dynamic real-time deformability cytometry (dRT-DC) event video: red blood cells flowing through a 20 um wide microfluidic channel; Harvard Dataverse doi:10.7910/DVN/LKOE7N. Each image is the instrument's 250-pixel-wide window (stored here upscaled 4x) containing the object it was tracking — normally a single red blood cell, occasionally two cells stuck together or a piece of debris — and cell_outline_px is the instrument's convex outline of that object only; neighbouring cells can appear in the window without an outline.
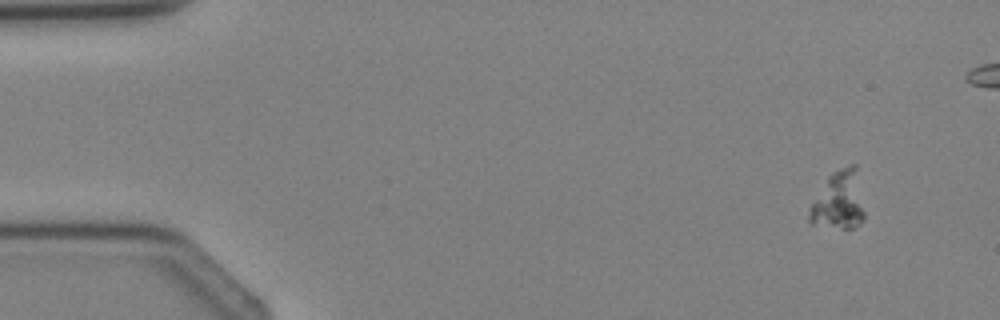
{"species": "Egyptian fruit bat (a non-hibernating species)", "species_latin": "Rousettus aegyptiacus", "temperature_condition": "cold", "stored_images_in_passage": 4, "camera_frame_rate_fps": 3000, "um_per_image_px": 0.085, "animal": {"sex": "female"}, "frame": {"image": 1, "passage_image": 1, "time_ms": 0.0, "image_size_px": [1000, 320], "cell_outline_px": [[864, 220], [856, 228], [844, 228], [812, 224], [808, 220], [808, 208], [832, 172], [840, 168], [852, 164], [856, 164], [864, 212]], "centroid_in_image_um": [71.3, 17.06], "position_along_channel_um": 13.7, "area_um2": 18.61}}
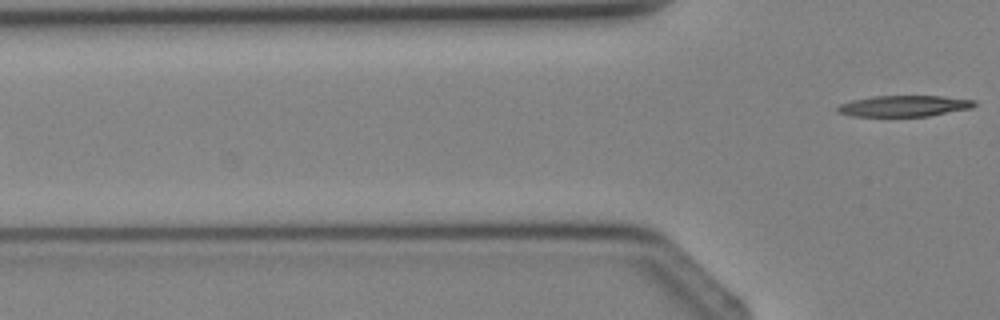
{"frame": {"image": 2, "passage_image": 4, "time_ms": 4.333, "image_size_px": [1000, 320], "cell_outline_px": [[976, 104], [972, 108], [928, 116], [848, 116], [836, 112], [836, 108], [840, 104], [852, 100], [876, 96], [944, 96], [976, 100]], "centroid_in_image_um": [76.84, 9.01], "position_along_channel_um": 49.0, "area_um2": 16.88}}